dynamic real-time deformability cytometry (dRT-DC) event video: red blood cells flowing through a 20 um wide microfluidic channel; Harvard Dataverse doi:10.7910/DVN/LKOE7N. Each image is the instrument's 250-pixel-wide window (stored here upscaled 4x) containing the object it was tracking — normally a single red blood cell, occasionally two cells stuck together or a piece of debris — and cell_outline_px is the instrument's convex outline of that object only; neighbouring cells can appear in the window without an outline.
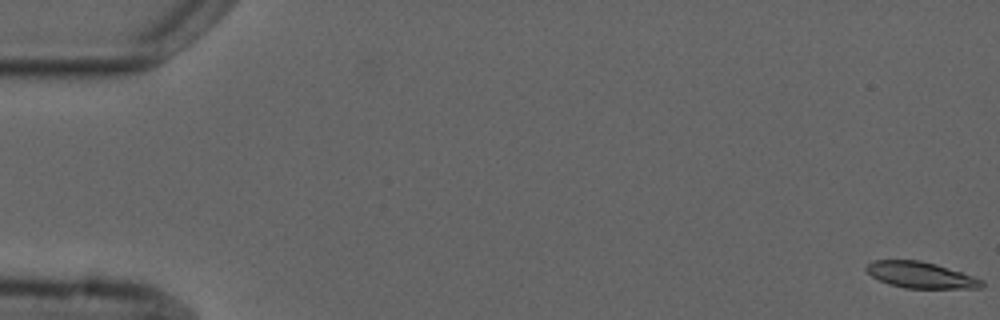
{"species": "common noctule bat (a hibernating species)", "species_latin": "Nyctalus noctula", "temperature_condition": "cold", "stored_images_in_passage": 6, "camera_frame_rate_fps": 3000, "um_per_image_px": 0.085, "animal": {"sex": "male", "forearm_length_mm": 52.5}, "frame": {"image": 1, "passage_image": 1, "time_ms": 0.0, "image_size_px": [1000, 320], "cell_outline_px": [[984, 284], [980, 288], [904, 288], [888, 284], [872, 276], [864, 268], [872, 260], [920, 260], [936, 264], [984, 280]], "centroid_in_image_um": [78.24, 23.37], "position_along_channel_um": 6.8, "area_um2": 17.51}}
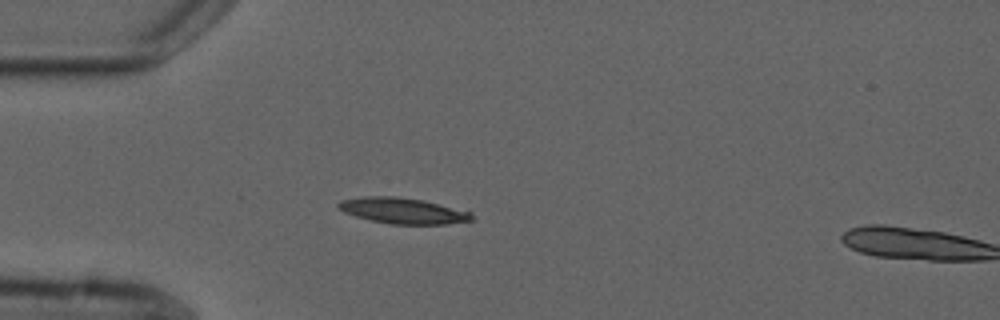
{"frame": {"image": 2, "passage_image": 5, "time_ms": 5.0, "image_size_px": [1000, 320], "cell_outline_px": [[472, 220], [448, 224], [392, 224], [372, 220], [356, 216], [344, 212], [336, 208], [336, 204], [340, 200], [364, 196], [392, 196], [420, 200], [472, 212]], "centroid_in_image_um": [34.19, 17.91], "position_along_channel_um": 50.8, "area_um2": 19.83}}